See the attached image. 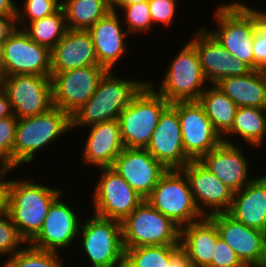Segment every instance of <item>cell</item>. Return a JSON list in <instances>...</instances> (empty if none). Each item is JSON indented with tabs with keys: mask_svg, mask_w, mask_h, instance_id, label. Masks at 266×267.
I'll return each mask as SVG.
<instances>
[{
	"mask_svg": "<svg viewBox=\"0 0 266 267\" xmlns=\"http://www.w3.org/2000/svg\"><path fill=\"white\" fill-rule=\"evenodd\" d=\"M12 170H0V215L7 213L9 179ZM9 175V176H8Z\"/></svg>",
	"mask_w": 266,
	"mask_h": 267,
	"instance_id": "60d3db41",
	"label": "cell"
},
{
	"mask_svg": "<svg viewBox=\"0 0 266 267\" xmlns=\"http://www.w3.org/2000/svg\"><path fill=\"white\" fill-rule=\"evenodd\" d=\"M62 195L64 194L61 193L50 205L41 230L28 243L30 246L61 254V250L67 249L65 252H68L69 247H76L73 244L78 242L83 219L74 206L62 199Z\"/></svg>",
	"mask_w": 266,
	"mask_h": 267,
	"instance_id": "8fae6325",
	"label": "cell"
},
{
	"mask_svg": "<svg viewBox=\"0 0 266 267\" xmlns=\"http://www.w3.org/2000/svg\"><path fill=\"white\" fill-rule=\"evenodd\" d=\"M170 105L178 112L183 148L191 161H199L223 141L199 101H177Z\"/></svg>",
	"mask_w": 266,
	"mask_h": 267,
	"instance_id": "4fadbf2b",
	"label": "cell"
},
{
	"mask_svg": "<svg viewBox=\"0 0 266 267\" xmlns=\"http://www.w3.org/2000/svg\"><path fill=\"white\" fill-rule=\"evenodd\" d=\"M67 29L88 30L110 12L109 0H61Z\"/></svg>",
	"mask_w": 266,
	"mask_h": 267,
	"instance_id": "f546056e",
	"label": "cell"
},
{
	"mask_svg": "<svg viewBox=\"0 0 266 267\" xmlns=\"http://www.w3.org/2000/svg\"><path fill=\"white\" fill-rule=\"evenodd\" d=\"M218 237L215 222L207 216L180 228V246L194 267H208L211 264Z\"/></svg>",
	"mask_w": 266,
	"mask_h": 267,
	"instance_id": "484cf974",
	"label": "cell"
},
{
	"mask_svg": "<svg viewBox=\"0 0 266 267\" xmlns=\"http://www.w3.org/2000/svg\"><path fill=\"white\" fill-rule=\"evenodd\" d=\"M87 139L83 144L81 163L95 168L111 167L125 148L120 135L118 119L86 127Z\"/></svg>",
	"mask_w": 266,
	"mask_h": 267,
	"instance_id": "603a6c76",
	"label": "cell"
},
{
	"mask_svg": "<svg viewBox=\"0 0 266 267\" xmlns=\"http://www.w3.org/2000/svg\"><path fill=\"white\" fill-rule=\"evenodd\" d=\"M107 70L93 65L63 72H51L52 103L70 116L94 94Z\"/></svg>",
	"mask_w": 266,
	"mask_h": 267,
	"instance_id": "5bb4252c",
	"label": "cell"
},
{
	"mask_svg": "<svg viewBox=\"0 0 266 267\" xmlns=\"http://www.w3.org/2000/svg\"><path fill=\"white\" fill-rule=\"evenodd\" d=\"M214 256L208 267H246L234 250L221 238H217Z\"/></svg>",
	"mask_w": 266,
	"mask_h": 267,
	"instance_id": "ab89813d",
	"label": "cell"
},
{
	"mask_svg": "<svg viewBox=\"0 0 266 267\" xmlns=\"http://www.w3.org/2000/svg\"><path fill=\"white\" fill-rule=\"evenodd\" d=\"M17 119L47 112L52 103L51 77L39 75H12L2 82Z\"/></svg>",
	"mask_w": 266,
	"mask_h": 267,
	"instance_id": "9a60e30c",
	"label": "cell"
},
{
	"mask_svg": "<svg viewBox=\"0 0 266 267\" xmlns=\"http://www.w3.org/2000/svg\"><path fill=\"white\" fill-rule=\"evenodd\" d=\"M216 27L207 30L234 58L254 70L253 43L255 38L254 16L244 7L222 3L213 13Z\"/></svg>",
	"mask_w": 266,
	"mask_h": 267,
	"instance_id": "52a82bcc",
	"label": "cell"
},
{
	"mask_svg": "<svg viewBox=\"0 0 266 267\" xmlns=\"http://www.w3.org/2000/svg\"><path fill=\"white\" fill-rule=\"evenodd\" d=\"M97 170L100 175L93 188V213L122 222L144 198L110 167Z\"/></svg>",
	"mask_w": 266,
	"mask_h": 267,
	"instance_id": "7c38bea8",
	"label": "cell"
},
{
	"mask_svg": "<svg viewBox=\"0 0 266 267\" xmlns=\"http://www.w3.org/2000/svg\"><path fill=\"white\" fill-rule=\"evenodd\" d=\"M26 244L8 213L0 215V257L3 255L11 257Z\"/></svg>",
	"mask_w": 266,
	"mask_h": 267,
	"instance_id": "74e56055",
	"label": "cell"
},
{
	"mask_svg": "<svg viewBox=\"0 0 266 267\" xmlns=\"http://www.w3.org/2000/svg\"><path fill=\"white\" fill-rule=\"evenodd\" d=\"M236 221L266 233V174L255 176L233 195L227 212Z\"/></svg>",
	"mask_w": 266,
	"mask_h": 267,
	"instance_id": "d4e9b609",
	"label": "cell"
},
{
	"mask_svg": "<svg viewBox=\"0 0 266 267\" xmlns=\"http://www.w3.org/2000/svg\"><path fill=\"white\" fill-rule=\"evenodd\" d=\"M124 249L180 245V227L145 199L121 222Z\"/></svg>",
	"mask_w": 266,
	"mask_h": 267,
	"instance_id": "ba28073f",
	"label": "cell"
},
{
	"mask_svg": "<svg viewBox=\"0 0 266 267\" xmlns=\"http://www.w3.org/2000/svg\"><path fill=\"white\" fill-rule=\"evenodd\" d=\"M237 144L221 142L217 147L203 156L199 162L223 182L233 193L242 190L257 174H248L249 158L244 147Z\"/></svg>",
	"mask_w": 266,
	"mask_h": 267,
	"instance_id": "ffe728a7",
	"label": "cell"
},
{
	"mask_svg": "<svg viewBox=\"0 0 266 267\" xmlns=\"http://www.w3.org/2000/svg\"><path fill=\"white\" fill-rule=\"evenodd\" d=\"M236 6H244L255 19V38L253 43L254 70L266 71V11L250 7L243 1L228 2Z\"/></svg>",
	"mask_w": 266,
	"mask_h": 267,
	"instance_id": "836d02e7",
	"label": "cell"
},
{
	"mask_svg": "<svg viewBox=\"0 0 266 267\" xmlns=\"http://www.w3.org/2000/svg\"><path fill=\"white\" fill-rule=\"evenodd\" d=\"M189 42L195 47L202 71L210 84L216 85L224 78L252 71L247 64L234 58L204 26L193 31Z\"/></svg>",
	"mask_w": 266,
	"mask_h": 267,
	"instance_id": "e0dca14e",
	"label": "cell"
},
{
	"mask_svg": "<svg viewBox=\"0 0 266 267\" xmlns=\"http://www.w3.org/2000/svg\"><path fill=\"white\" fill-rule=\"evenodd\" d=\"M146 150L168 170L182 169L191 161L183 148L178 112L171 105L160 115Z\"/></svg>",
	"mask_w": 266,
	"mask_h": 267,
	"instance_id": "44dd1931",
	"label": "cell"
},
{
	"mask_svg": "<svg viewBox=\"0 0 266 267\" xmlns=\"http://www.w3.org/2000/svg\"><path fill=\"white\" fill-rule=\"evenodd\" d=\"M221 237L246 267H266V233L236 221L227 212L209 216Z\"/></svg>",
	"mask_w": 266,
	"mask_h": 267,
	"instance_id": "2e32d148",
	"label": "cell"
},
{
	"mask_svg": "<svg viewBox=\"0 0 266 267\" xmlns=\"http://www.w3.org/2000/svg\"><path fill=\"white\" fill-rule=\"evenodd\" d=\"M169 105L170 103L147 83L118 117L124 147L146 149L160 115Z\"/></svg>",
	"mask_w": 266,
	"mask_h": 267,
	"instance_id": "277c9868",
	"label": "cell"
},
{
	"mask_svg": "<svg viewBox=\"0 0 266 267\" xmlns=\"http://www.w3.org/2000/svg\"><path fill=\"white\" fill-rule=\"evenodd\" d=\"M167 267H194L187 253L180 247L170 258Z\"/></svg>",
	"mask_w": 266,
	"mask_h": 267,
	"instance_id": "7bdbcfd3",
	"label": "cell"
},
{
	"mask_svg": "<svg viewBox=\"0 0 266 267\" xmlns=\"http://www.w3.org/2000/svg\"><path fill=\"white\" fill-rule=\"evenodd\" d=\"M90 214L78 234L83 256L90 267H121L125 261L121 222Z\"/></svg>",
	"mask_w": 266,
	"mask_h": 267,
	"instance_id": "8992f818",
	"label": "cell"
},
{
	"mask_svg": "<svg viewBox=\"0 0 266 267\" xmlns=\"http://www.w3.org/2000/svg\"><path fill=\"white\" fill-rule=\"evenodd\" d=\"M265 127L266 108L238 107L233 119L232 130L222 140L229 144H237L236 141L231 140L234 136L241 138L242 141L249 144L248 146L257 148L263 142Z\"/></svg>",
	"mask_w": 266,
	"mask_h": 267,
	"instance_id": "83f0119b",
	"label": "cell"
},
{
	"mask_svg": "<svg viewBox=\"0 0 266 267\" xmlns=\"http://www.w3.org/2000/svg\"><path fill=\"white\" fill-rule=\"evenodd\" d=\"M264 141H266V127H265V135H264L263 142L257 148H260V147L262 148L263 145H265V142Z\"/></svg>",
	"mask_w": 266,
	"mask_h": 267,
	"instance_id": "c3c4849f",
	"label": "cell"
},
{
	"mask_svg": "<svg viewBox=\"0 0 266 267\" xmlns=\"http://www.w3.org/2000/svg\"><path fill=\"white\" fill-rule=\"evenodd\" d=\"M145 200L180 228L204 217L181 169L167 170Z\"/></svg>",
	"mask_w": 266,
	"mask_h": 267,
	"instance_id": "9c48e42d",
	"label": "cell"
},
{
	"mask_svg": "<svg viewBox=\"0 0 266 267\" xmlns=\"http://www.w3.org/2000/svg\"><path fill=\"white\" fill-rule=\"evenodd\" d=\"M18 119L13 115L0 119V170L13 171V146Z\"/></svg>",
	"mask_w": 266,
	"mask_h": 267,
	"instance_id": "8d00e7d4",
	"label": "cell"
},
{
	"mask_svg": "<svg viewBox=\"0 0 266 267\" xmlns=\"http://www.w3.org/2000/svg\"><path fill=\"white\" fill-rule=\"evenodd\" d=\"M11 103L2 86H0V119L13 116Z\"/></svg>",
	"mask_w": 266,
	"mask_h": 267,
	"instance_id": "ee69618b",
	"label": "cell"
},
{
	"mask_svg": "<svg viewBox=\"0 0 266 267\" xmlns=\"http://www.w3.org/2000/svg\"><path fill=\"white\" fill-rule=\"evenodd\" d=\"M70 130L71 116L54 106L45 113L18 119L13 146L14 172L19 166L33 163L37 153H41L43 148L46 150L48 145H54L53 142H57Z\"/></svg>",
	"mask_w": 266,
	"mask_h": 267,
	"instance_id": "3957f363",
	"label": "cell"
},
{
	"mask_svg": "<svg viewBox=\"0 0 266 267\" xmlns=\"http://www.w3.org/2000/svg\"><path fill=\"white\" fill-rule=\"evenodd\" d=\"M179 0H149V12L153 26L162 24L164 27H171L175 22L177 5Z\"/></svg>",
	"mask_w": 266,
	"mask_h": 267,
	"instance_id": "f35d334b",
	"label": "cell"
},
{
	"mask_svg": "<svg viewBox=\"0 0 266 267\" xmlns=\"http://www.w3.org/2000/svg\"><path fill=\"white\" fill-rule=\"evenodd\" d=\"M16 28V16H0V48Z\"/></svg>",
	"mask_w": 266,
	"mask_h": 267,
	"instance_id": "b9f144b4",
	"label": "cell"
},
{
	"mask_svg": "<svg viewBox=\"0 0 266 267\" xmlns=\"http://www.w3.org/2000/svg\"><path fill=\"white\" fill-rule=\"evenodd\" d=\"M238 107L266 108V71L227 77L217 84Z\"/></svg>",
	"mask_w": 266,
	"mask_h": 267,
	"instance_id": "4316f807",
	"label": "cell"
},
{
	"mask_svg": "<svg viewBox=\"0 0 266 267\" xmlns=\"http://www.w3.org/2000/svg\"><path fill=\"white\" fill-rule=\"evenodd\" d=\"M121 267H132V266L125 260Z\"/></svg>",
	"mask_w": 266,
	"mask_h": 267,
	"instance_id": "681fc988",
	"label": "cell"
},
{
	"mask_svg": "<svg viewBox=\"0 0 266 267\" xmlns=\"http://www.w3.org/2000/svg\"><path fill=\"white\" fill-rule=\"evenodd\" d=\"M146 199L167 172L146 149L124 148L110 167Z\"/></svg>",
	"mask_w": 266,
	"mask_h": 267,
	"instance_id": "ac0fdd59",
	"label": "cell"
},
{
	"mask_svg": "<svg viewBox=\"0 0 266 267\" xmlns=\"http://www.w3.org/2000/svg\"><path fill=\"white\" fill-rule=\"evenodd\" d=\"M0 64L4 77L39 75L51 77L50 50L33 41L23 30L15 31L0 48Z\"/></svg>",
	"mask_w": 266,
	"mask_h": 267,
	"instance_id": "30bf717a",
	"label": "cell"
},
{
	"mask_svg": "<svg viewBox=\"0 0 266 267\" xmlns=\"http://www.w3.org/2000/svg\"><path fill=\"white\" fill-rule=\"evenodd\" d=\"M23 30L33 41L51 50L67 31L63 9L60 8L53 15L30 22Z\"/></svg>",
	"mask_w": 266,
	"mask_h": 267,
	"instance_id": "4dcf8cb0",
	"label": "cell"
},
{
	"mask_svg": "<svg viewBox=\"0 0 266 267\" xmlns=\"http://www.w3.org/2000/svg\"><path fill=\"white\" fill-rule=\"evenodd\" d=\"M106 71L100 78L94 94L71 115V132L73 129L118 119L123 109L148 83L147 79L123 78Z\"/></svg>",
	"mask_w": 266,
	"mask_h": 267,
	"instance_id": "6da1fadb",
	"label": "cell"
},
{
	"mask_svg": "<svg viewBox=\"0 0 266 267\" xmlns=\"http://www.w3.org/2000/svg\"><path fill=\"white\" fill-rule=\"evenodd\" d=\"M188 178L195 204L203 216L228 212L234 193L199 161L181 169Z\"/></svg>",
	"mask_w": 266,
	"mask_h": 267,
	"instance_id": "d6986e66",
	"label": "cell"
},
{
	"mask_svg": "<svg viewBox=\"0 0 266 267\" xmlns=\"http://www.w3.org/2000/svg\"><path fill=\"white\" fill-rule=\"evenodd\" d=\"M25 178L9 180L7 213L28 244L41 230L52 202L64 192Z\"/></svg>",
	"mask_w": 266,
	"mask_h": 267,
	"instance_id": "7a4b0ae2",
	"label": "cell"
},
{
	"mask_svg": "<svg viewBox=\"0 0 266 267\" xmlns=\"http://www.w3.org/2000/svg\"><path fill=\"white\" fill-rule=\"evenodd\" d=\"M149 0H109V7L111 11L118 12L123 7L140 2H148Z\"/></svg>",
	"mask_w": 266,
	"mask_h": 267,
	"instance_id": "bcb514c9",
	"label": "cell"
},
{
	"mask_svg": "<svg viewBox=\"0 0 266 267\" xmlns=\"http://www.w3.org/2000/svg\"><path fill=\"white\" fill-rule=\"evenodd\" d=\"M18 0H0V16H16Z\"/></svg>",
	"mask_w": 266,
	"mask_h": 267,
	"instance_id": "f6af8a7d",
	"label": "cell"
},
{
	"mask_svg": "<svg viewBox=\"0 0 266 267\" xmlns=\"http://www.w3.org/2000/svg\"><path fill=\"white\" fill-rule=\"evenodd\" d=\"M3 80H4V75H3V72H2V69H1V64H0V86H2Z\"/></svg>",
	"mask_w": 266,
	"mask_h": 267,
	"instance_id": "7dc6e473",
	"label": "cell"
},
{
	"mask_svg": "<svg viewBox=\"0 0 266 267\" xmlns=\"http://www.w3.org/2000/svg\"><path fill=\"white\" fill-rule=\"evenodd\" d=\"M122 23L130 35L151 31L153 22L149 12L148 2H140L123 7L119 12Z\"/></svg>",
	"mask_w": 266,
	"mask_h": 267,
	"instance_id": "d590c367",
	"label": "cell"
},
{
	"mask_svg": "<svg viewBox=\"0 0 266 267\" xmlns=\"http://www.w3.org/2000/svg\"><path fill=\"white\" fill-rule=\"evenodd\" d=\"M184 46L170 61L158 86L148 83L170 104L177 101H198L207 88V80L202 71L195 47L186 40Z\"/></svg>",
	"mask_w": 266,
	"mask_h": 267,
	"instance_id": "5b68a950",
	"label": "cell"
},
{
	"mask_svg": "<svg viewBox=\"0 0 266 267\" xmlns=\"http://www.w3.org/2000/svg\"><path fill=\"white\" fill-rule=\"evenodd\" d=\"M22 7L17 5L16 8V24L19 29L56 13L61 8V0H24Z\"/></svg>",
	"mask_w": 266,
	"mask_h": 267,
	"instance_id": "e575fe53",
	"label": "cell"
},
{
	"mask_svg": "<svg viewBox=\"0 0 266 267\" xmlns=\"http://www.w3.org/2000/svg\"><path fill=\"white\" fill-rule=\"evenodd\" d=\"M180 245H158L128 248L125 250V260L132 267H167L171 256Z\"/></svg>",
	"mask_w": 266,
	"mask_h": 267,
	"instance_id": "1f68e13d",
	"label": "cell"
},
{
	"mask_svg": "<svg viewBox=\"0 0 266 267\" xmlns=\"http://www.w3.org/2000/svg\"><path fill=\"white\" fill-rule=\"evenodd\" d=\"M124 28L119 13L110 11L87 30L94 43L98 64L107 71L119 67L117 64L128 51L126 39L130 34Z\"/></svg>",
	"mask_w": 266,
	"mask_h": 267,
	"instance_id": "7402d4cb",
	"label": "cell"
},
{
	"mask_svg": "<svg viewBox=\"0 0 266 267\" xmlns=\"http://www.w3.org/2000/svg\"><path fill=\"white\" fill-rule=\"evenodd\" d=\"M207 117L222 139L232 130L238 106L216 85H208L199 98Z\"/></svg>",
	"mask_w": 266,
	"mask_h": 267,
	"instance_id": "f1b7e54d",
	"label": "cell"
},
{
	"mask_svg": "<svg viewBox=\"0 0 266 267\" xmlns=\"http://www.w3.org/2000/svg\"><path fill=\"white\" fill-rule=\"evenodd\" d=\"M51 72H63L99 65L92 37L87 30L67 29L50 50Z\"/></svg>",
	"mask_w": 266,
	"mask_h": 267,
	"instance_id": "cb8c5ba5",
	"label": "cell"
},
{
	"mask_svg": "<svg viewBox=\"0 0 266 267\" xmlns=\"http://www.w3.org/2000/svg\"><path fill=\"white\" fill-rule=\"evenodd\" d=\"M61 253L39 250L26 244L20 251L5 258L0 267H65Z\"/></svg>",
	"mask_w": 266,
	"mask_h": 267,
	"instance_id": "d6a6232c",
	"label": "cell"
}]
</instances>
